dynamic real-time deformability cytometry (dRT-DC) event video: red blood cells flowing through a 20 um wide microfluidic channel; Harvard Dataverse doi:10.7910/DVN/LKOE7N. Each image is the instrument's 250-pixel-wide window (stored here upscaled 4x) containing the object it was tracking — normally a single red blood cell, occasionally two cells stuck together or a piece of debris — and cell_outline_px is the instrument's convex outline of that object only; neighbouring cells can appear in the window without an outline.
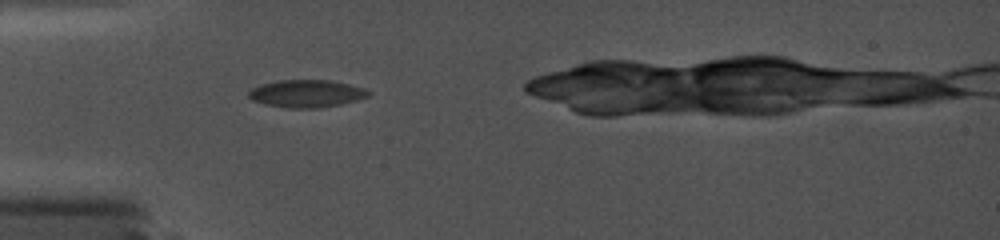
{"species": "common noctule bat (a hibernating species)", "species_latin": "Nyctalus noctula", "temperature_condition": "cold", "stored_images_in_passage": 27, "camera_frame_rate_fps": 5000, "um_per_image_px": 0.085, "animal": {"sex": "female", "body_mass_g": 19.0, "forearm_length_mm": 56.7}, "frame": {"image": 1, "passage_image": 1, "time_ms": 0.0, "image_size_px": [1000, 240], "cell_outline_px": [[372, 92], [368, 96], [356, 100], [340, 104], [320, 108], [288, 108], [264, 104], [252, 100], [248, 96], [248, 92], [252, 88], [260, 84], [280, 80], [332, 80], [364, 88]], "centroid_in_image_um": [26.04, 7.95], "position_along_channel_um": 59.0, "area_um2": 19.25}}
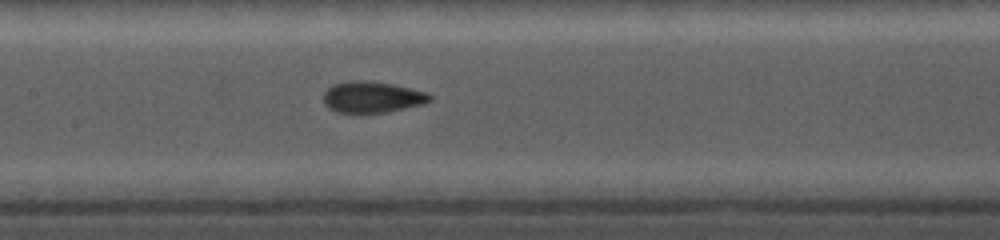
{"frame": {"image": 2, "passage_image": 15, "time_ms": 3.2, "image_size_px": [1000, 240], "cell_outline_px": [[432, 100], [424, 104], [384, 112], [336, 112], [328, 108], [324, 104], [324, 92], [332, 84], [352, 80], [364, 80], [392, 84], [428, 92], [432, 96]], "centroid_in_image_um": [31.63, 8.24], "position_along_channel_um": 175.8, "area_um2": 19.31}}
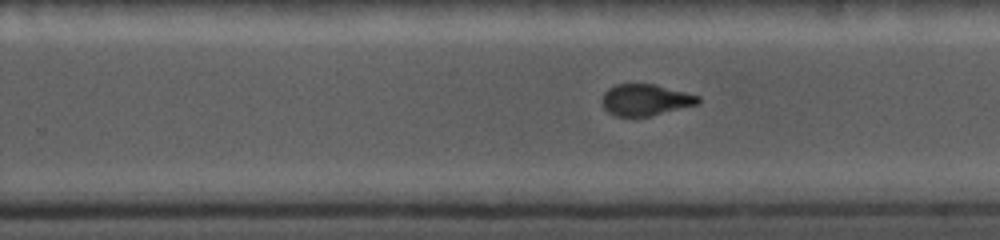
{"frame": {"image": 3, "passage_image": 26, "time_ms": 5.8, "image_size_px": [1000, 240], "cell_outline_px": [[700, 104], [652, 116], [616, 116], [608, 112], [600, 104], [600, 100], [604, 92], [608, 88], [616, 84], [656, 84], [700, 96]], "centroid_in_image_um": [54.86, 8.49], "position_along_channel_um": 274.9, "area_um2": 17.92}}